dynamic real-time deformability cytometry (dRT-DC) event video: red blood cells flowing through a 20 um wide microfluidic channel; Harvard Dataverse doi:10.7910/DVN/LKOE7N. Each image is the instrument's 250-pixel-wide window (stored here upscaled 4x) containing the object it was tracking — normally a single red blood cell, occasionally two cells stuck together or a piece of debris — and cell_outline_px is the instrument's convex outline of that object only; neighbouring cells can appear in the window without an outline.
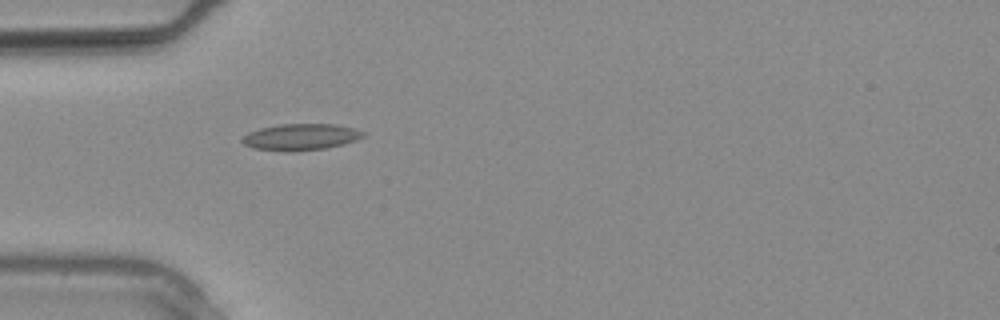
{"species": "common noctule bat (a hibernating species)", "species_latin": "Nyctalus noctula", "temperature_condition": "warm", "stored_images_in_passage": 29, "camera_frame_rate_fps": 3000, "um_per_image_px": 0.085, "animal": {"sex": "male", "body_mass_g": 20.4}, "frame": {"image": 1, "passage_image": 9, "time_ms": 2.667, "image_size_px": [1000, 320], "cell_outline_px": [[364, 136], [356, 140], [344, 144], [324, 148], [284, 152], [252, 148], [244, 144], [240, 140], [248, 132], [260, 128], [280, 124], [336, 124], [356, 128], [364, 132]], "centroid_in_image_um": [25.55, 11.64], "position_along_channel_um": 59.4, "area_um2": 18.73}}